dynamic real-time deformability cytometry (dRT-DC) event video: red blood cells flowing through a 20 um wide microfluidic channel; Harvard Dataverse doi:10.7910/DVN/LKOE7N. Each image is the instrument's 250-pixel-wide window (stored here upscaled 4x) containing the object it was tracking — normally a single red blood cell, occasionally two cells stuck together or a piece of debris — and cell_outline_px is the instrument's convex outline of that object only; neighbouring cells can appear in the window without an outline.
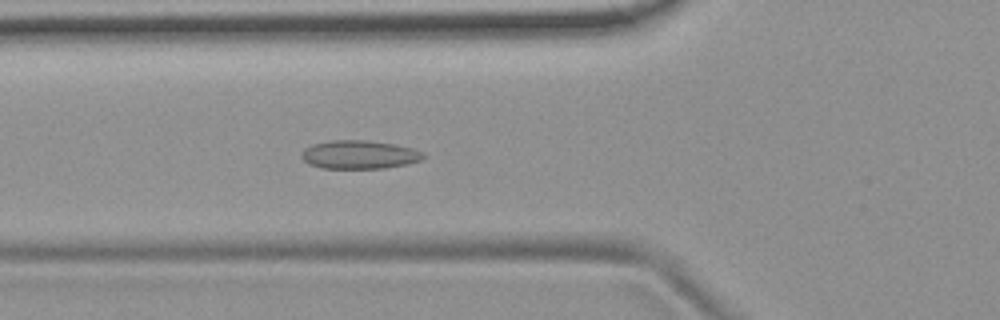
{"species": "common noctule bat (a hibernating species)", "species_latin": "Nyctalus noctula", "temperature_condition": "room temperature", "stored_images_in_passage": 53, "camera_frame_rate_fps": 3000, "um_per_image_px": 0.085, "animal": {"sex": "female", "body_mass_g": 19.9}, "frame": {"image": 1, "passage_image": 19, "time_ms": 6.0, "image_size_px": [1000, 320], "cell_outline_px": [[424, 156], [420, 160], [408, 164], [384, 168], [320, 168], [304, 160], [300, 156], [304, 148], [312, 144], [332, 140], [368, 140], [392, 144], [412, 148], [424, 152]], "centroid_in_image_um": [30.53, 13.14], "position_along_channel_um": 95.3, "area_um2": 20.11}}
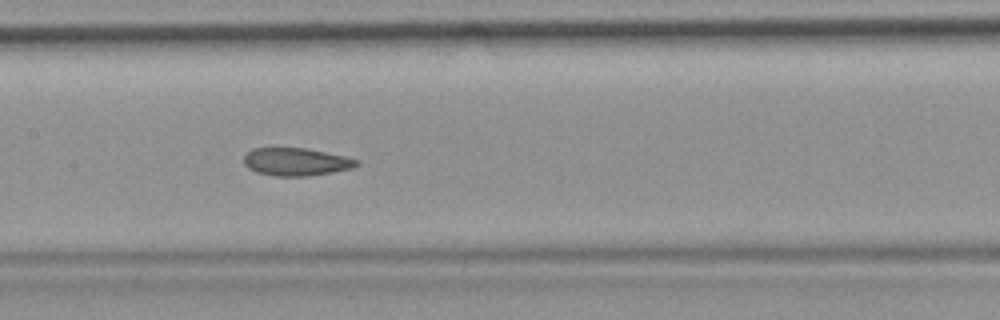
{"frame": {"image": 2, "passage_image": 26, "time_ms": 8.333, "image_size_px": [1000, 320], "cell_outline_px": [[360, 164], [352, 168], [332, 172], [308, 176], [276, 176], [256, 172], [248, 168], [244, 164], [244, 156], [252, 148], [304, 148], [348, 156], [360, 160]], "centroid_in_image_um": [25.2, 13.75], "position_along_channel_um": 182.2, "area_um2": 18.38}}
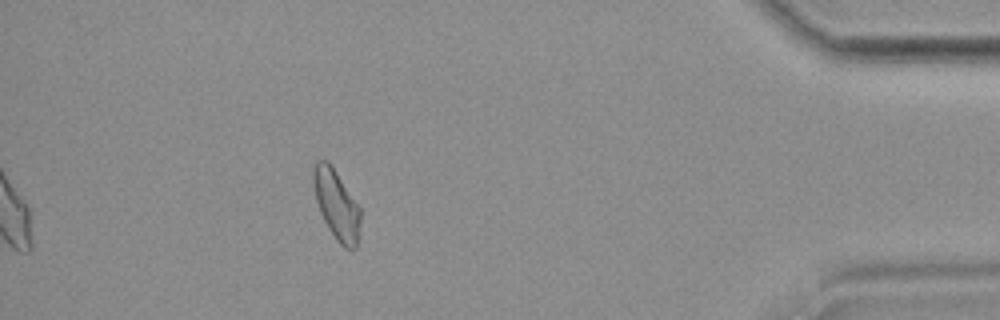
{"frame": {"image": 3, "passage_image": 48, "time_ms": 15.667, "image_size_px": [1000, 320], "cell_outline_px": [[360, 220], [356, 248], [344, 248], [336, 240], [328, 228], [320, 212], [316, 200], [312, 180], [312, 172], [316, 160], [328, 160], [360, 204]], "centroid_in_image_um": [28.6, 17.35], "position_along_channel_um": 406.6, "area_um2": 19.31}, "authors_computed_cell_mechanics": {"area_um2": 19.4786, "velocity_mm_per_s": 3.7268, "shape_relaxation_time_tau1_ms": null, "shape_relaxation_time_tau2_ms": 2.1476, "deformation_change_tau1": null, "deformation_change_tau2": 0.0734}}